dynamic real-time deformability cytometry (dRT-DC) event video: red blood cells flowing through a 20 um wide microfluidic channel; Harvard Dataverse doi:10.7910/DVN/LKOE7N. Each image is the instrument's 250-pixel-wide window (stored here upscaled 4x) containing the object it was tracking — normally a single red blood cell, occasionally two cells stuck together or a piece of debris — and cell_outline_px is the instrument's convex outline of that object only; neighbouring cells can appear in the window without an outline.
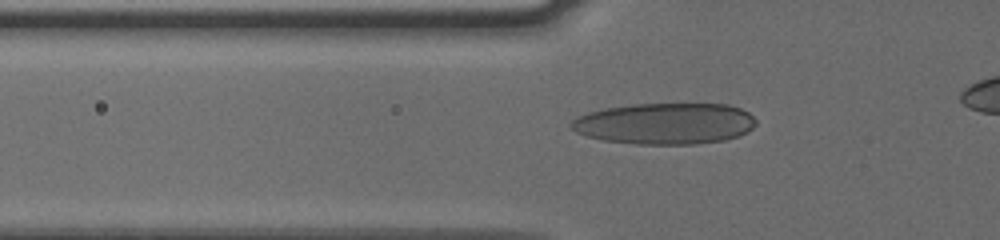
{"species": "human", "species_latin": "Homo sapiens", "temperature_condition": "cold", "stored_images_in_passage": 45, "camera_frame_rate_fps": 3000, "um_per_image_px": 0.085, "donor": {"sex": "male"}, "frame": {"image": 1, "passage_image": 15, "time_ms": 4.667, "image_size_px": [1000, 240], "cell_outline_px": [[756, 124], [748, 132], [740, 136], [724, 140], [696, 144], [636, 144], [604, 140], [588, 136], [576, 132], [568, 124], [576, 116], [588, 112], [604, 108], [632, 104], [728, 104], [740, 108], [748, 112], [756, 120]], "centroid_in_image_um": [56.53, 10.5], "position_along_channel_um": 69.3, "area_um2": 44.68}}
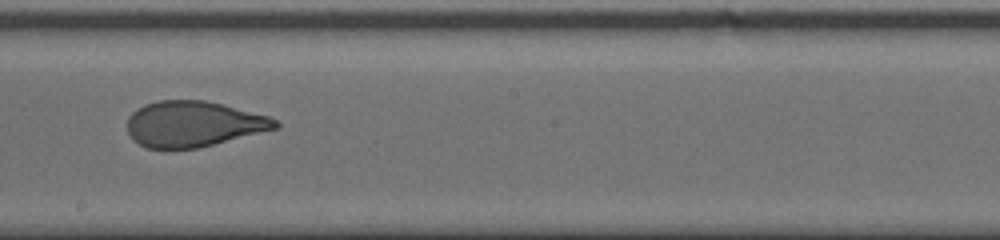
{"frame": {"image": 2, "passage_image": 28, "time_ms": 9.0, "image_size_px": [1000, 240], "cell_outline_px": [[280, 124], [276, 128], [196, 148], [148, 148], [132, 140], [128, 132], [128, 116], [136, 108], [144, 104], [160, 100], [204, 100], [224, 104], [268, 116], [276, 120]], "centroid_in_image_um": [16.39, 10.52], "position_along_channel_um": 231.8, "area_um2": 39.07}}
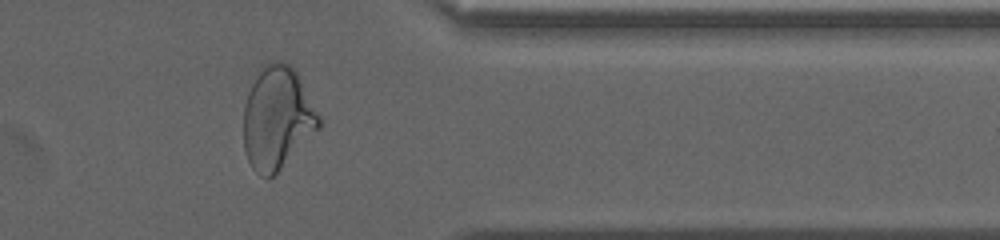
{"frame": {"image": 3, "passage_image": 41, "time_ms": 13.333, "image_size_px": [1000, 240], "cell_outline_px": [[320, 128], [268, 180], [260, 176], [252, 168], [248, 160], [244, 148], [244, 104], [248, 92], [260, 64], [272, 60], [280, 60], [288, 64], [296, 72], [320, 116]], "centroid_in_image_um": [23.54, 10.0], "position_along_channel_um": 387.9, "area_um2": 45.03}}